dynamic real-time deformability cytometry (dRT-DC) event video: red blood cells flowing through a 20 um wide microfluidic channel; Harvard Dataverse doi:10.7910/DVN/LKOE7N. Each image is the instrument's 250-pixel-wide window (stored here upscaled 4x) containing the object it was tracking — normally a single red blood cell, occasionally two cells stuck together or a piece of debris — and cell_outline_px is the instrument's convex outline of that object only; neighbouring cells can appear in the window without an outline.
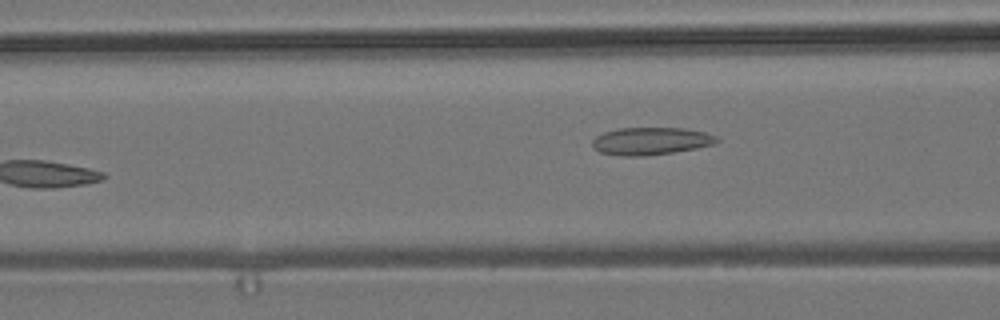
{"species": "common noctule bat (a hibernating species)", "species_latin": "Nyctalus noctula", "temperature_condition": "room temperature", "stored_images_in_passage": 6, "camera_frame_rate_fps": 3000, "um_per_image_px": 0.085, "animal": {"sex": "male", "body_mass_g": 19.2, "forearm_length_mm": 51.8}, "frame": {"image": 1, "passage_image": 6, "time_ms": 6.0, "image_size_px": [1000, 320], "cell_outline_px": [[720, 140], [712, 144], [696, 148], [672, 152], [644, 156], [620, 156], [600, 152], [592, 148], [592, 140], [596, 136], [604, 132], [616, 128], [684, 128], [704, 132], [716, 136]], "centroid_in_image_um": [55.27, 11.99], "position_along_channel_um": 111.3, "area_um2": 19.94}}